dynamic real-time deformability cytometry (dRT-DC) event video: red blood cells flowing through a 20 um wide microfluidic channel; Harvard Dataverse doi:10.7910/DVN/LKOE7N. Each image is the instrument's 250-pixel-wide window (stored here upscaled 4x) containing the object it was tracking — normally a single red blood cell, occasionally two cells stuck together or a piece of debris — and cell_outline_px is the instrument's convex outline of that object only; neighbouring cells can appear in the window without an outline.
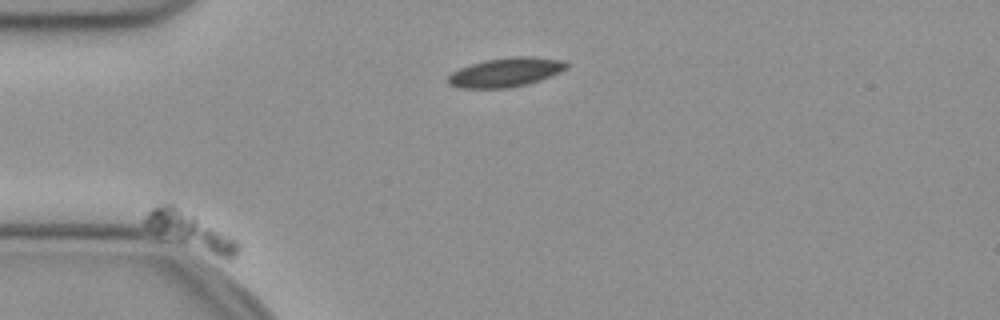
{"species": "common noctule bat (a hibernating species)", "species_latin": "Nyctalus noctula", "temperature_condition": "cold", "stored_images_in_passage": 26, "camera_frame_rate_fps": 3000, "um_per_image_px": 0.085, "animal": {"sex": "female", "body_mass_g": 21.9}, "frame": {"image": 1, "passage_image": 1, "time_ms": 0.0, "image_size_px": [1000, 320], "cell_outline_px": [[240, 248], [236, 256], [216, 256], [156, 232], [148, 228], [144, 224], [144, 220], [148, 212], [152, 208], [164, 204], [172, 204], [236, 240], [240, 244]], "centroid_in_image_um": [16.17, 19.61], "position_along_channel_um": 68.8, "area_um2": 18.26}}